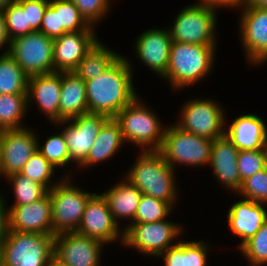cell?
<instances>
[{
    "label": "cell",
    "instance_id": "6",
    "mask_svg": "<svg viewBox=\"0 0 267 266\" xmlns=\"http://www.w3.org/2000/svg\"><path fill=\"white\" fill-rule=\"evenodd\" d=\"M3 266H47L54 256V236L11 231L2 241Z\"/></svg>",
    "mask_w": 267,
    "mask_h": 266
},
{
    "label": "cell",
    "instance_id": "33",
    "mask_svg": "<svg viewBox=\"0 0 267 266\" xmlns=\"http://www.w3.org/2000/svg\"><path fill=\"white\" fill-rule=\"evenodd\" d=\"M49 5L59 11L60 36L66 32L95 30L81 16L72 0H50Z\"/></svg>",
    "mask_w": 267,
    "mask_h": 266
},
{
    "label": "cell",
    "instance_id": "15",
    "mask_svg": "<svg viewBox=\"0 0 267 266\" xmlns=\"http://www.w3.org/2000/svg\"><path fill=\"white\" fill-rule=\"evenodd\" d=\"M104 243L77 232L54 236V258L66 266H101Z\"/></svg>",
    "mask_w": 267,
    "mask_h": 266
},
{
    "label": "cell",
    "instance_id": "44",
    "mask_svg": "<svg viewBox=\"0 0 267 266\" xmlns=\"http://www.w3.org/2000/svg\"><path fill=\"white\" fill-rule=\"evenodd\" d=\"M244 3V0H198L195 4H199L205 7L213 8L215 10L224 8H234L239 9L241 5Z\"/></svg>",
    "mask_w": 267,
    "mask_h": 266
},
{
    "label": "cell",
    "instance_id": "34",
    "mask_svg": "<svg viewBox=\"0 0 267 266\" xmlns=\"http://www.w3.org/2000/svg\"><path fill=\"white\" fill-rule=\"evenodd\" d=\"M40 137L37 135V150L48 160L56 169L67 167L70 161V155L64 133L60 132L45 138L44 144H41ZM64 166V167H63Z\"/></svg>",
    "mask_w": 267,
    "mask_h": 266
},
{
    "label": "cell",
    "instance_id": "23",
    "mask_svg": "<svg viewBox=\"0 0 267 266\" xmlns=\"http://www.w3.org/2000/svg\"><path fill=\"white\" fill-rule=\"evenodd\" d=\"M225 135L238 150L261 149L267 142V125L261 116L246 113L225 127Z\"/></svg>",
    "mask_w": 267,
    "mask_h": 266
},
{
    "label": "cell",
    "instance_id": "27",
    "mask_svg": "<svg viewBox=\"0 0 267 266\" xmlns=\"http://www.w3.org/2000/svg\"><path fill=\"white\" fill-rule=\"evenodd\" d=\"M208 244L204 240H179L158 258H163L164 266H207Z\"/></svg>",
    "mask_w": 267,
    "mask_h": 266
},
{
    "label": "cell",
    "instance_id": "47",
    "mask_svg": "<svg viewBox=\"0 0 267 266\" xmlns=\"http://www.w3.org/2000/svg\"><path fill=\"white\" fill-rule=\"evenodd\" d=\"M16 0H0V10L5 8L9 3L15 2Z\"/></svg>",
    "mask_w": 267,
    "mask_h": 266
},
{
    "label": "cell",
    "instance_id": "45",
    "mask_svg": "<svg viewBox=\"0 0 267 266\" xmlns=\"http://www.w3.org/2000/svg\"><path fill=\"white\" fill-rule=\"evenodd\" d=\"M10 41L11 40L8 36L7 29H6L5 17H4L2 10H0V50L5 48V50H3L4 52L2 51V54L8 53Z\"/></svg>",
    "mask_w": 267,
    "mask_h": 266
},
{
    "label": "cell",
    "instance_id": "2",
    "mask_svg": "<svg viewBox=\"0 0 267 266\" xmlns=\"http://www.w3.org/2000/svg\"><path fill=\"white\" fill-rule=\"evenodd\" d=\"M176 171L159 151L140 152L134 164L125 173L131 185L142 194L168 202L173 208L177 205L179 191Z\"/></svg>",
    "mask_w": 267,
    "mask_h": 266
},
{
    "label": "cell",
    "instance_id": "7",
    "mask_svg": "<svg viewBox=\"0 0 267 266\" xmlns=\"http://www.w3.org/2000/svg\"><path fill=\"white\" fill-rule=\"evenodd\" d=\"M217 16V10L199 4L182 7L168 28L172 41L217 46Z\"/></svg>",
    "mask_w": 267,
    "mask_h": 266
},
{
    "label": "cell",
    "instance_id": "1",
    "mask_svg": "<svg viewBox=\"0 0 267 266\" xmlns=\"http://www.w3.org/2000/svg\"><path fill=\"white\" fill-rule=\"evenodd\" d=\"M121 55L106 71L85 81L89 113L114 118L137 96L131 60Z\"/></svg>",
    "mask_w": 267,
    "mask_h": 266
},
{
    "label": "cell",
    "instance_id": "21",
    "mask_svg": "<svg viewBox=\"0 0 267 266\" xmlns=\"http://www.w3.org/2000/svg\"><path fill=\"white\" fill-rule=\"evenodd\" d=\"M238 153L239 150L226 135L213 140L209 161L212 174L233 194H237L242 185L237 164Z\"/></svg>",
    "mask_w": 267,
    "mask_h": 266
},
{
    "label": "cell",
    "instance_id": "38",
    "mask_svg": "<svg viewBox=\"0 0 267 266\" xmlns=\"http://www.w3.org/2000/svg\"><path fill=\"white\" fill-rule=\"evenodd\" d=\"M2 12L10 40L34 32L30 26H27L26 12L16 1L9 3Z\"/></svg>",
    "mask_w": 267,
    "mask_h": 266
},
{
    "label": "cell",
    "instance_id": "9",
    "mask_svg": "<svg viewBox=\"0 0 267 266\" xmlns=\"http://www.w3.org/2000/svg\"><path fill=\"white\" fill-rule=\"evenodd\" d=\"M219 102L211 98L185 100L175 125L183 131L214 140L225 135L226 112ZM226 119V120H225Z\"/></svg>",
    "mask_w": 267,
    "mask_h": 266
},
{
    "label": "cell",
    "instance_id": "12",
    "mask_svg": "<svg viewBox=\"0 0 267 266\" xmlns=\"http://www.w3.org/2000/svg\"><path fill=\"white\" fill-rule=\"evenodd\" d=\"M239 9L242 13L238 30L245 60L253 67L261 66L267 61V8L244 2Z\"/></svg>",
    "mask_w": 267,
    "mask_h": 266
},
{
    "label": "cell",
    "instance_id": "22",
    "mask_svg": "<svg viewBox=\"0 0 267 266\" xmlns=\"http://www.w3.org/2000/svg\"><path fill=\"white\" fill-rule=\"evenodd\" d=\"M227 214L228 227L240 238L239 249L261 228L267 218V209L265 204L242 198L233 202Z\"/></svg>",
    "mask_w": 267,
    "mask_h": 266
},
{
    "label": "cell",
    "instance_id": "51",
    "mask_svg": "<svg viewBox=\"0 0 267 266\" xmlns=\"http://www.w3.org/2000/svg\"><path fill=\"white\" fill-rule=\"evenodd\" d=\"M265 150H266V159H267V142H266V145H265Z\"/></svg>",
    "mask_w": 267,
    "mask_h": 266
},
{
    "label": "cell",
    "instance_id": "29",
    "mask_svg": "<svg viewBox=\"0 0 267 266\" xmlns=\"http://www.w3.org/2000/svg\"><path fill=\"white\" fill-rule=\"evenodd\" d=\"M27 108V94H0V130L27 127L23 123Z\"/></svg>",
    "mask_w": 267,
    "mask_h": 266
},
{
    "label": "cell",
    "instance_id": "35",
    "mask_svg": "<svg viewBox=\"0 0 267 266\" xmlns=\"http://www.w3.org/2000/svg\"><path fill=\"white\" fill-rule=\"evenodd\" d=\"M173 207L163 200L142 194L133 223H152L169 218Z\"/></svg>",
    "mask_w": 267,
    "mask_h": 266
},
{
    "label": "cell",
    "instance_id": "41",
    "mask_svg": "<svg viewBox=\"0 0 267 266\" xmlns=\"http://www.w3.org/2000/svg\"><path fill=\"white\" fill-rule=\"evenodd\" d=\"M16 2L26 12L27 26H30L34 32L40 31L43 15L50 0H16Z\"/></svg>",
    "mask_w": 267,
    "mask_h": 266
},
{
    "label": "cell",
    "instance_id": "43",
    "mask_svg": "<svg viewBox=\"0 0 267 266\" xmlns=\"http://www.w3.org/2000/svg\"><path fill=\"white\" fill-rule=\"evenodd\" d=\"M4 193L0 192V244L9 233V212L7 206V199Z\"/></svg>",
    "mask_w": 267,
    "mask_h": 266
},
{
    "label": "cell",
    "instance_id": "3",
    "mask_svg": "<svg viewBox=\"0 0 267 266\" xmlns=\"http://www.w3.org/2000/svg\"><path fill=\"white\" fill-rule=\"evenodd\" d=\"M216 47L172 41L169 65L162 80H167L173 91L200 83L212 73L216 63Z\"/></svg>",
    "mask_w": 267,
    "mask_h": 266
},
{
    "label": "cell",
    "instance_id": "24",
    "mask_svg": "<svg viewBox=\"0 0 267 266\" xmlns=\"http://www.w3.org/2000/svg\"><path fill=\"white\" fill-rule=\"evenodd\" d=\"M101 194L107 201L109 210L119 226L120 220H130L127 224L124 223L125 230L135 219L142 192L123 178Z\"/></svg>",
    "mask_w": 267,
    "mask_h": 266
},
{
    "label": "cell",
    "instance_id": "11",
    "mask_svg": "<svg viewBox=\"0 0 267 266\" xmlns=\"http://www.w3.org/2000/svg\"><path fill=\"white\" fill-rule=\"evenodd\" d=\"M54 39L40 31L28 33L10 41L8 54L28 75H41L54 72Z\"/></svg>",
    "mask_w": 267,
    "mask_h": 266
},
{
    "label": "cell",
    "instance_id": "14",
    "mask_svg": "<svg viewBox=\"0 0 267 266\" xmlns=\"http://www.w3.org/2000/svg\"><path fill=\"white\" fill-rule=\"evenodd\" d=\"M76 232L104 244L114 243L117 240L122 245L124 241V228L116 223L107 201L98 193H94L87 202Z\"/></svg>",
    "mask_w": 267,
    "mask_h": 266
},
{
    "label": "cell",
    "instance_id": "37",
    "mask_svg": "<svg viewBox=\"0 0 267 266\" xmlns=\"http://www.w3.org/2000/svg\"><path fill=\"white\" fill-rule=\"evenodd\" d=\"M237 196L267 205V166L245 179Z\"/></svg>",
    "mask_w": 267,
    "mask_h": 266
},
{
    "label": "cell",
    "instance_id": "50",
    "mask_svg": "<svg viewBox=\"0 0 267 266\" xmlns=\"http://www.w3.org/2000/svg\"><path fill=\"white\" fill-rule=\"evenodd\" d=\"M0 266H3V254H2L1 245H0Z\"/></svg>",
    "mask_w": 267,
    "mask_h": 266
},
{
    "label": "cell",
    "instance_id": "48",
    "mask_svg": "<svg viewBox=\"0 0 267 266\" xmlns=\"http://www.w3.org/2000/svg\"><path fill=\"white\" fill-rule=\"evenodd\" d=\"M47 266H66L61 264L59 261H57L54 257L51 259V261L48 263Z\"/></svg>",
    "mask_w": 267,
    "mask_h": 266
},
{
    "label": "cell",
    "instance_id": "5",
    "mask_svg": "<svg viewBox=\"0 0 267 266\" xmlns=\"http://www.w3.org/2000/svg\"><path fill=\"white\" fill-rule=\"evenodd\" d=\"M71 176H64L48 191L52 202L53 236L66 232H76L81 222L85 206L95 193L86 192L76 186ZM71 181V182H70Z\"/></svg>",
    "mask_w": 267,
    "mask_h": 266
},
{
    "label": "cell",
    "instance_id": "13",
    "mask_svg": "<svg viewBox=\"0 0 267 266\" xmlns=\"http://www.w3.org/2000/svg\"><path fill=\"white\" fill-rule=\"evenodd\" d=\"M108 119L109 117L104 114L88 112L54 124L64 127L62 132L67 143L70 161L77 167L87 158L102 125Z\"/></svg>",
    "mask_w": 267,
    "mask_h": 266
},
{
    "label": "cell",
    "instance_id": "10",
    "mask_svg": "<svg viewBox=\"0 0 267 266\" xmlns=\"http://www.w3.org/2000/svg\"><path fill=\"white\" fill-rule=\"evenodd\" d=\"M182 226L168 218L152 223H132L124 230L122 246L157 258L179 242L178 238L184 233Z\"/></svg>",
    "mask_w": 267,
    "mask_h": 266
},
{
    "label": "cell",
    "instance_id": "30",
    "mask_svg": "<svg viewBox=\"0 0 267 266\" xmlns=\"http://www.w3.org/2000/svg\"><path fill=\"white\" fill-rule=\"evenodd\" d=\"M29 76L8 54H0V94H27Z\"/></svg>",
    "mask_w": 267,
    "mask_h": 266
},
{
    "label": "cell",
    "instance_id": "20",
    "mask_svg": "<svg viewBox=\"0 0 267 266\" xmlns=\"http://www.w3.org/2000/svg\"><path fill=\"white\" fill-rule=\"evenodd\" d=\"M61 85L62 72L29 76L27 108L29 109L34 103L49 122L53 124L59 122Z\"/></svg>",
    "mask_w": 267,
    "mask_h": 266
},
{
    "label": "cell",
    "instance_id": "39",
    "mask_svg": "<svg viewBox=\"0 0 267 266\" xmlns=\"http://www.w3.org/2000/svg\"><path fill=\"white\" fill-rule=\"evenodd\" d=\"M237 164L240 179L243 182L267 166L265 148L249 151L239 150Z\"/></svg>",
    "mask_w": 267,
    "mask_h": 266
},
{
    "label": "cell",
    "instance_id": "4",
    "mask_svg": "<svg viewBox=\"0 0 267 266\" xmlns=\"http://www.w3.org/2000/svg\"><path fill=\"white\" fill-rule=\"evenodd\" d=\"M140 99L138 95L118 112L114 119L120 125L125 143L140 147L141 152L159 151L164 140L166 126L160 121L156 112Z\"/></svg>",
    "mask_w": 267,
    "mask_h": 266
},
{
    "label": "cell",
    "instance_id": "8",
    "mask_svg": "<svg viewBox=\"0 0 267 266\" xmlns=\"http://www.w3.org/2000/svg\"><path fill=\"white\" fill-rule=\"evenodd\" d=\"M213 140L183 131L174 123L165 130L164 140L159 152L175 170L176 166H208Z\"/></svg>",
    "mask_w": 267,
    "mask_h": 266
},
{
    "label": "cell",
    "instance_id": "36",
    "mask_svg": "<svg viewBox=\"0 0 267 266\" xmlns=\"http://www.w3.org/2000/svg\"><path fill=\"white\" fill-rule=\"evenodd\" d=\"M239 250L247 259L249 266L267 265V218L255 235L247 240Z\"/></svg>",
    "mask_w": 267,
    "mask_h": 266
},
{
    "label": "cell",
    "instance_id": "42",
    "mask_svg": "<svg viewBox=\"0 0 267 266\" xmlns=\"http://www.w3.org/2000/svg\"><path fill=\"white\" fill-rule=\"evenodd\" d=\"M40 32L51 39L60 37L59 11H55L50 5L47 6L40 25Z\"/></svg>",
    "mask_w": 267,
    "mask_h": 266
},
{
    "label": "cell",
    "instance_id": "40",
    "mask_svg": "<svg viewBox=\"0 0 267 266\" xmlns=\"http://www.w3.org/2000/svg\"><path fill=\"white\" fill-rule=\"evenodd\" d=\"M79 9L81 16L92 27L107 17L112 6V0H72ZM107 15V16H106Z\"/></svg>",
    "mask_w": 267,
    "mask_h": 266
},
{
    "label": "cell",
    "instance_id": "16",
    "mask_svg": "<svg viewBox=\"0 0 267 266\" xmlns=\"http://www.w3.org/2000/svg\"><path fill=\"white\" fill-rule=\"evenodd\" d=\"M37 135L28 125L19 129L2 130L1 179L20 173L37 151Z\"/></svg>",
    "mask_w": 267,
    "mask_h": 266
},
{
    "label": "cell",
    "instance_id": "19",
    "mask_svg": "<svg viewBox=\"0 0 267 266\" xmlns=\"http://www.w3.org/2000/svg\"><path fill=\"white\" fill-rule=\"evenodd\" d=\"M9 230L53 235L52 202L49 193L30 204L8 206Z\"/></svg>",
    "mask_w": 267,
    "mask_h": 266
},
{
    "label": "cell",
    "instance_id": "25",
    "mask_svg": "<svg viewBox=\"0 0 267 266\" xmlns=\"http://www.w3.org/2000/svg\"><path fill=\"white\" fill-rule=\"evenodd\" d=\"M125 144L119 123L114 118H109L101 127L98 136L90 148L87 158L78 166L89 169L98 163L112 159Z\"/></svg>",
    "mask_w": 267,
    "mask_h": 266
},
{
    "label": "cell",
    "instance_id": "49",
    "mask_svg": "<svg viewBox=\"0 0 267 266\" xmlns=\"http://www.w3.org/2000/svg\"><path fill=\"white\" fill-rule=\"evenodd\" d=\"M1 158H2V130H0V166H1Z\"/></svg>",
    "mask_w": 267,
    "mask_h": 266
},
{
    "label": "cell",
    "instance_id": "28",
    "mask_svg": "<svg viewBox=\"0 0 267 266\" xmlns=\"http://www.w3.org/2000/svg\"><path fill=\"white\" fill-rule=\"evenodd\" d=\"M107 46L99 40L78 64L74 73L87 81L106 71L122 55Z\"/></svg>",
    "mask_w": 267,
    "mask_h": 266
},
{
    "label": "cell",
    "instance_id": "46",
    "mask_svg": "<svg viewBox=\"0 0 267 266\" xmlns=\"http://www.w3.org/2000/svg\"><path fill=\"white\" fill-rule=\"evenodd\" d=\"M248 6L267 8V0H244Z\"/></svg>",
    "mask_w": 267,
    "mask_h": 266
},
{
    "label": "cell",
    "instance_id": "26",
    "mask_svg": "<svg viewBox=\"0 0 267 266\" xmlns=\"http://www.w3.org/2000/svg\"><path fill=\"white\" fill-rule=\"evenodd\" d=\"M88 113L85 81L74 72H62L59 122Z\"/></svg>",
    "mask_w": 267,
    "mask_h": 266
},
{
    "label": "cell",
    "instance_id": "17",
    "mask_svg": "<svg viewBox=\"0 0 267 266\" xmlns=\"http://www.w3.org/2000/svg\"><path fill=\"white\" fill-rule=\"evenodd\" d=\"M96 30L66 32L54 39V72H74L85 55L100 40Z\"/></svg>",
    "mask_w": 267,
    "mask_h": 266
},
{
    "label": "cell",
    "instance_id": "31",
    "mask_svg": "<svg viewBox=\"0 0 267 266\" xmlns=\"http://www.w3.org/2000/svg\"><path fill=\"white\" fill-rule=\"evenodd\" d=\"M56 170L57 169L37 150L24 165L20 174L28 177L30 180L40 183L48 190H51L64 176L73 177L68 170V173L67 171H64L65 175H62L60 179H52L53 175L55 176L54 173H56Z\"/></svg>",
    "mask_w": 267,
    "mask_h": 266
},
{
    "label": "cell",
    "instance_id": "32",
    "mask_svg": "<svg viewBox=\"0 0 267 266\" xmlns=\"http://www.w3.org/2000/svg\"><path fill=\"white\" fill-rule=\"evenodd\" d=\"M6 181L12 186L15 201L10 206H21L30 204L43 198L47 193L48 189L40 183L30 180L28 177L16 173L5 178Z\"/></svg>",
    "mask_w": 267,
    "mask_h": 266
},
{
    "label": "cell",
    "instance_id": "18",
    "mask_svg": "<svg viewBox=\"0 0 267 266\" xmlns=\"http://www.w3.org/2000/svg\"><path fill=\"white\" fill-rule=\"evenodd\" d=\"M134 44L139 62L162 79L169 65L172 44L168 27L147 29L138 36Z\"/></svg>",
    "mask_w": 267,
    "mask_h": 266
}]
</instances>
